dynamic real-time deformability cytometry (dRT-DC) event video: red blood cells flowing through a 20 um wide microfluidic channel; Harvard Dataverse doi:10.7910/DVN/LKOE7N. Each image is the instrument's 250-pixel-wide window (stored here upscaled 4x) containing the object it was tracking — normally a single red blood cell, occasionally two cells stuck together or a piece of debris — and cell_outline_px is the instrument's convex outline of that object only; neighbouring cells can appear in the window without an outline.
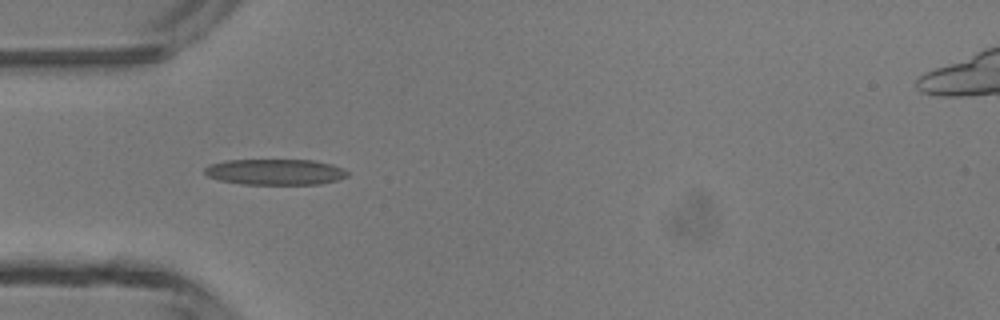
{"species": "common noctule bat (a hibernating species)", "species_latin": "Nyctalus noctula", "temperature_condition": "room temperature", "stored_images_in_passage": 4, "camera_frame_rate_fps": 3000, "um_per_image_px": 0.085, "animal": {"sex": "male", "body_mass_g": 13.3}, "frame": {"image": 1, "passage_image": 3, "time_ms": 2.333, "image_size_px": [1000, 320], "cell_outline_px": [[348, 176], [336, 180], [320, 184], [240, 184], [220, 180], [208, 176], [204, 172], [204, 168], [212, 164], [228, 160], [312, 160], [332, 164], [348, 172]], "centroid_in_image_um": [23.39, 14.62], "position_along_channel_um": 61.6, "area_um2": 21.33}}
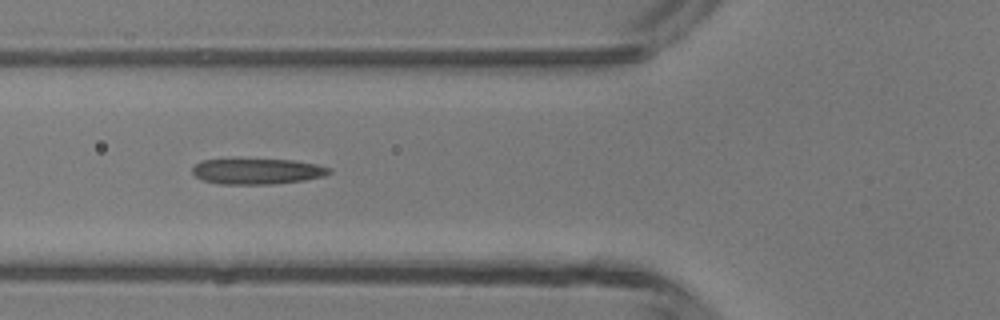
{"frame": {"image": 2, "passage_image": 4, "time_ms": 3.333, "image_size_px": [1000, 320], "cell_outline_px": [[332, 172], [324, 176], [304, 180], [272, 184], [220, 184], [204, 180], [196, 176], [192, 172], [192, 168], [200, 160], [292, 160], [316, 164], [332, 168]], "centroid_in_image_um": [21.89, 14.57], "position_along_channel_um": 103.9, "area_um2": 20.23}}